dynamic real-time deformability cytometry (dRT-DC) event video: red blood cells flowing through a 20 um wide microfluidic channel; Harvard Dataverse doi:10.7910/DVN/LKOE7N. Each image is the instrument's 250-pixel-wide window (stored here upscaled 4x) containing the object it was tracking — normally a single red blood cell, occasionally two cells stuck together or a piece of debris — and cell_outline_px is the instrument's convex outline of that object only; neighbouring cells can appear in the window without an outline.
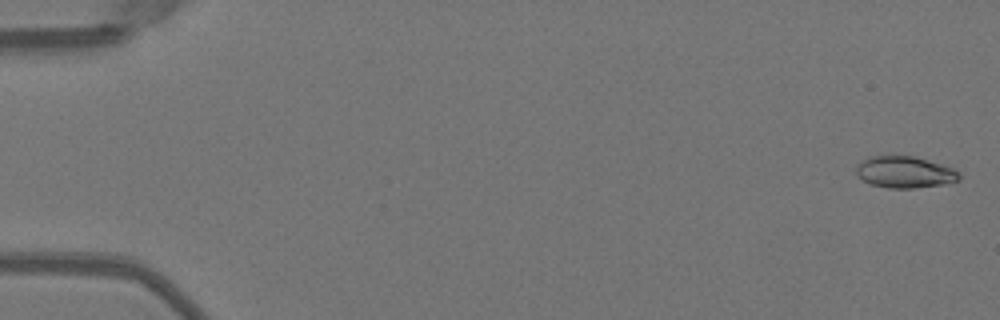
{"species": "Egyptian fruit bat (a non-hibernating species)", "species_latin": "Rousettus aegyptiacus", "temperature_condition": "warm", "stored_images_in_passage": 52, "camera_frame_rate_fps": 3000, "um_per_image_px": 0.085, "animal": {"sex": "female"}, "frame": {"image": 1, "passage_image": 2, "time_ms": 0.333, "image_size_px": [1000, 320], "cell_outline_px": [[960, 180], [944, 184], [912, 188], [888, 188], [872, 184], [856, 176], [856, 164], [868, 156], [916, 156], [944, 164], [956, 168], [960, 172]], "centroid_in_image_um": [76.93, 14.61], "position_along_channel_um": 8.1, "area_um2": 19.31}}
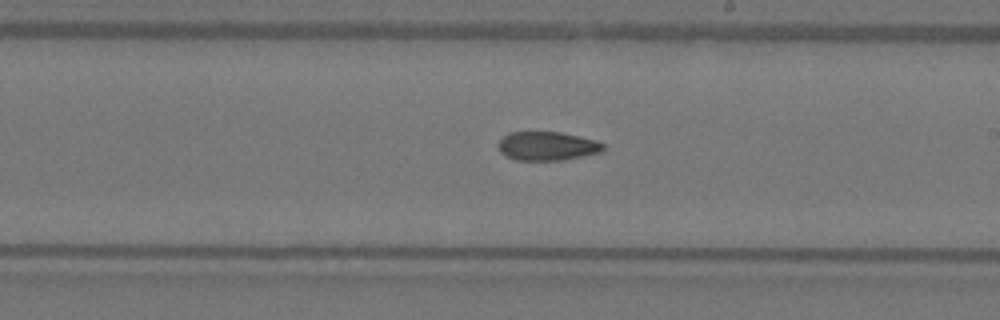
{"frame": {"image": 2, "passage_image": 31, "time_ms": 10.0, "image_size_px": [1000, 320], "cell_outline_px": [[604, 148], [600, 152], [564, 160], [516, 160], [500, 152], [496, 144], [500, 136], [508, 132], [560, 132], [596, 140], [604, 144]], "centroid_in_image_um": [46.45, 12.4], "position_along_channel_um": 242.6, "area_um2": 17.74}}
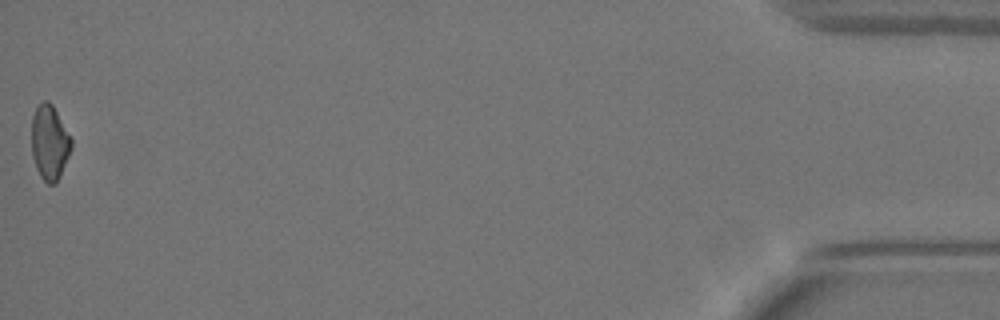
{"frame": {"image": 3, "passage_image": 52, "time_ms": 17.0, "image_size_px": [1000, 320], "cell_outline_px": [[72, 148], [60, 176], [56, 184], [48, 184], [40, 176], [36, 168], [32, 156], [32, 116], [36, 108], [44, 100], [48, 100], [52, 104], [72, 140]], "centroid_in_image_um": [4.21, 12.13], "position_along_channel_um": 431.0, "area_um2": 17.22}, "authors_computed_cell_mechanics": {"area_um2": 18.5249, "velocity_mm_per_s": 4.0237, "shape_relaxation_time_tau1_ms": null, "shape_relaxation_time_tau2_ms": 5.2069, "deformation_change_tau1": null, "deformation_change_tau2": 0.1159}}